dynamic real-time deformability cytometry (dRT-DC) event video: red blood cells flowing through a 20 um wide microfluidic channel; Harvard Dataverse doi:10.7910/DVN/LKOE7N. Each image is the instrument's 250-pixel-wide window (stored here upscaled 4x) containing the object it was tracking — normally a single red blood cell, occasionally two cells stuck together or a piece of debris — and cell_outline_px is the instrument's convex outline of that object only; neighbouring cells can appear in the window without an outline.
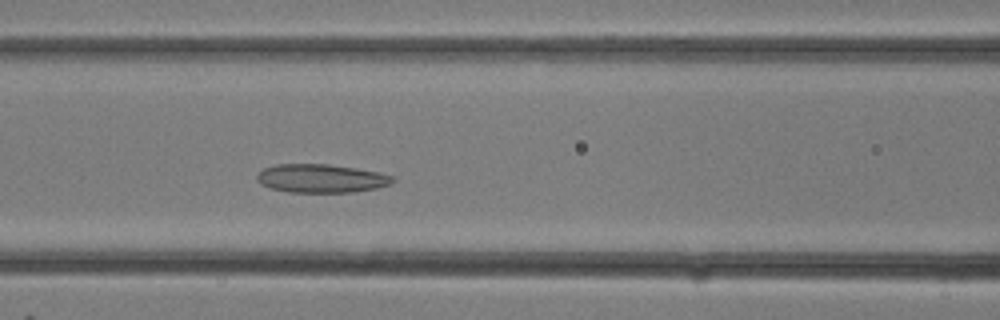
{"species": "common noctule bat (a hibernating species)", "species_latin": "Nyctalus noctula", "temperature_condition": "room temperature", "stored_images_in_passage": 11, "camera_frame_rate_fps": 3000, "um_per_image_px": 0.085, "animal": {"sex": "female"}, "frame": {"image": 1, "passage_image": 11, "time_ms": 3.333, "image_size_px": [1000, 320], "cell_outline_px": [[396, 180], [388, 184], [376, 188], [352, 192], [288, 192], [272, 188], [260, 184], [256, 180], [256, 176], [264, 168], [276, 164], [328, 164], [356, 168], [380, 172], [392, 176]], "centroid_in_image_um": [27.29, 15.16], "position_along_channel_um": 139.3, "area_um2": 22.48}}